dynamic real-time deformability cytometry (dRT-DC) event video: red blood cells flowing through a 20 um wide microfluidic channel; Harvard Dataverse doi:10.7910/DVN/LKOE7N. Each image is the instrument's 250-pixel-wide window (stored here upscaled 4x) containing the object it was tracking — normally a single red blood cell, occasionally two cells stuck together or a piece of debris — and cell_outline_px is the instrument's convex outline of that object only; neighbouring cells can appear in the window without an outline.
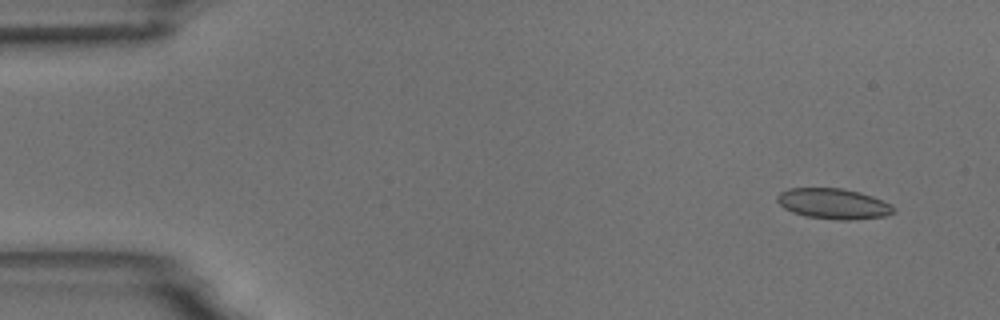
{"species": "common noctule bat (a hibernating species)", "species_latin": "Nyctalus noctula", "temperature_condition": "room temperature", "stored_images_in_passage": 5, "camera_frame_rate_fps": 3000, "um_per_image_px": 0.085, "animal": {"sex": "male", "body_mass_g": 18.8}, "frame": {"image": 1, "passage_image": 2, "time_ms": 1.0, "image_size_px": [1000, 320], "cell_outline_px": [[896, 212], [884, 216], [852, 220], [836, 220], [804, 216], [792, 212], [784, 208], [776, 200], [776, 196], [780, 192], [788, 188], [844, 188], [860, 192], [872, 196], [892, 204], [896, 208]], "centroid_in_image_um": [70.85, 17.32], "position_along_channel_um": 14.1, "area_um2": 20.98}}